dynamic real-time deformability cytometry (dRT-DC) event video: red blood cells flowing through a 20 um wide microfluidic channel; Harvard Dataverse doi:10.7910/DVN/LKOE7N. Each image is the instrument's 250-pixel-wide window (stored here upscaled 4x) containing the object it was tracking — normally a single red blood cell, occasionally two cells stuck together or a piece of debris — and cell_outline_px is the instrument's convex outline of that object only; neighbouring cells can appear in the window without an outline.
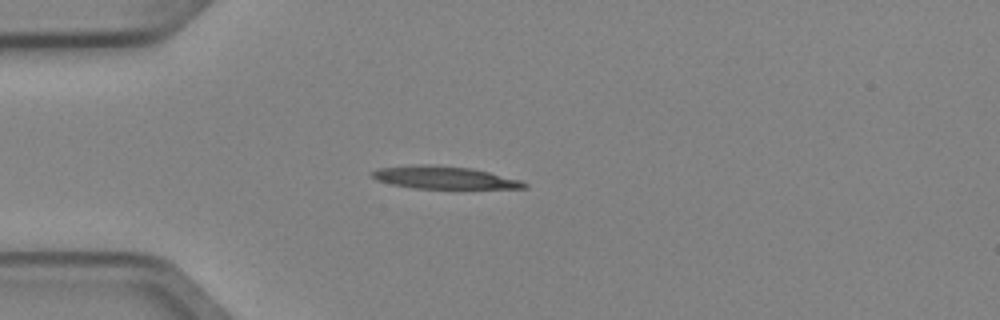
{"species": "Egyptian fruit bat (a non-hibernating species)", "species_latin": "Rousettus aegyptiacus", "temperature_condition": "cold", "stored_images_in_passage": 4, "camera_frame_rate_fps": 3000, "um_per_image_px": 0.085, "animal": {"sex": "female"}, "frame": {"image": 1, "passage_image": 3, "time_ms": 0.667, "image_size_px": [1000, 320], "cell_outline_px": [[528, 188], [416, 188], [392, 184], [376, 180], [368, 172], [380, 168], [416, 164], [428, 164], [472, 168], [520, 180], [528, 184]], "centroid_in_image_um": [37.71, 15.08], "position_along_channel_um": 47.3, "area_um2": 19.83}}